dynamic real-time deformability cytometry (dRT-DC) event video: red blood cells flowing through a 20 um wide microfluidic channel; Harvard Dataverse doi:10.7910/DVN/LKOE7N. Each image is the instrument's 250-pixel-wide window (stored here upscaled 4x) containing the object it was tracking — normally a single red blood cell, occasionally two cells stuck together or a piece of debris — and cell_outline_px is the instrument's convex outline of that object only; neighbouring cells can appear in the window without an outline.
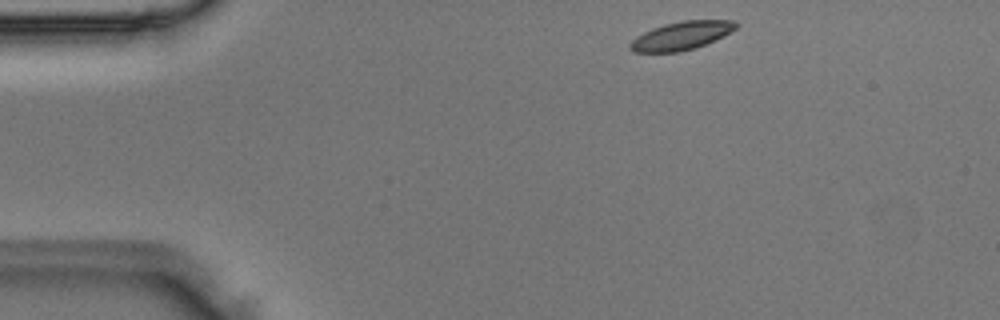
{"species": "Egyptian fruit bat (a non-hibernating species)", "species_latin": "Rousettus aegyptiacus", "temperature_condition": "room temperature", "stored_images_in_passage": 3, "camera_frame_rate_fps": 3000, "um_per_image_px": 0.085, "animal": {"sex": "male"}, "frame": {"image": 1, "passage_image": 1, "time_ms": 0.0, "image_size_px": [1000, 320], "cell_outline_px": [[740, 24], [736, 28], [696, 48], [676, 52], [632, 52], [628, 48], [628, 44], [636, 36], [652, 28], [664, 24], [684, 20], [732, 20]], "centroid_in_image_um": [57.85, 3.03], "position_along_channel_um": 27.2, "area_um2": 17.28}}